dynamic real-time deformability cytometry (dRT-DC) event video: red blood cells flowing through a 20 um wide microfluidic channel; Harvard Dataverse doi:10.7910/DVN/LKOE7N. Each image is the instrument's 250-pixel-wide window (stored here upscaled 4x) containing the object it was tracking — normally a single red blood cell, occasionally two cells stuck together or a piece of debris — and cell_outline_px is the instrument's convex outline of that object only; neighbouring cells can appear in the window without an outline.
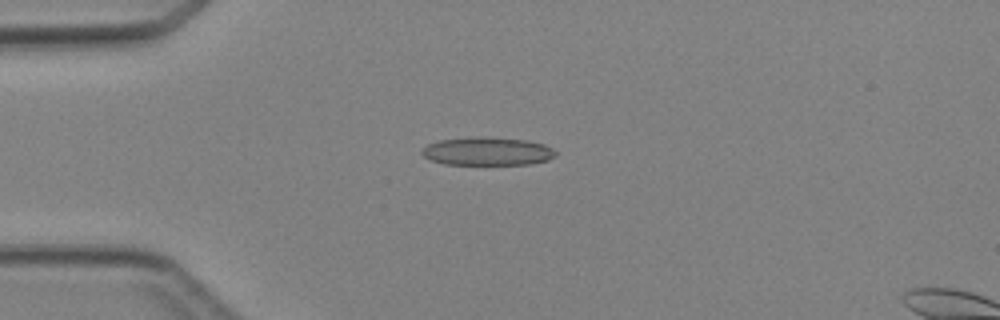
{"species": "Egyptian fruit bat (a non-hibernating species)", "species_latin": "Rousettus aegyptiacus", "temperature_condition": "cold", "stored_images_in_passage": 4, "camera_frame_rate_fps": 3000, "um_per_image_px": 0.085, "animal": {"sex": "female"}, "frame": {"image": 1, "passage_image": 4, "time_ms": 3.333, "image_size_px": [1000, 320], "cell_outline_px": [[556, 156], [548, 160], [528, 164], [444, 164], [432, 160], [424, 156], [420, 152], [428, 144], [436, 140], [472, 136], [488, 136], [528, 140], [544, 144], [552, 148], [556, 152]], "centroid_in_image_um": [41.42, 12.84], "position_along_channel_um": 43.6, "area_um2": 22.25}}